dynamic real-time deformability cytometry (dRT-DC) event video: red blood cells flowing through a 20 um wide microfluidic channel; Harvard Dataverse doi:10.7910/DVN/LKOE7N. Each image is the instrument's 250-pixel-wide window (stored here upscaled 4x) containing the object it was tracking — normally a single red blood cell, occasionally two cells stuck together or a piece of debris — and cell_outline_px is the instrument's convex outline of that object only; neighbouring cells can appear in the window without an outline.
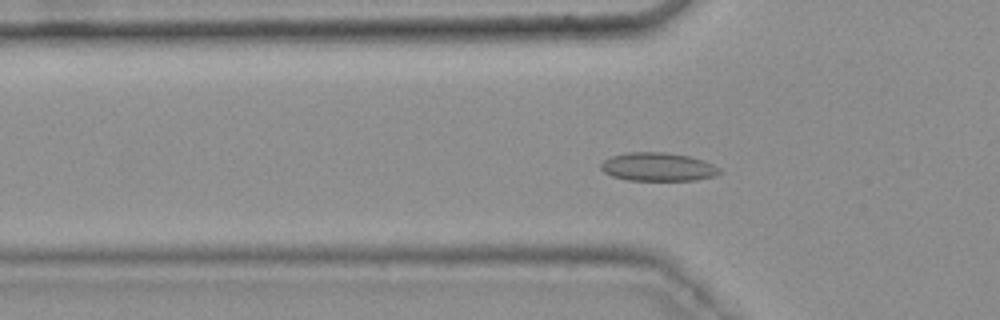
{"species": "common noctule bat (a hibernating species)", "species_latin": "Nyctalus noctula", "temperature_condition": "warm", "stored_images_in_passage": 40, "camera_frame_rate_fps": 3000, "um_per_image_px": 0.085, "animal": {"sex": "female", "body_mass_g": 25.1}, "frame": {"image": 1, "passage_image": 18, "time_ms": 5.667, "image_size_px": [1000, 320], "cell_outline_px": [[724, 172], [716, 176], [696, 180], [624, 180], [612, 176], [604, 172], [600, 168], [600, 164], [604, 160], [612, 156], [624, 152], [664, 152], [688, 156], [712, 164], [720, 168]], "centroid_in_image_um": [55.92, 14.19], "position_along_channel_um": 69.9, "area_um2": 19.77}}
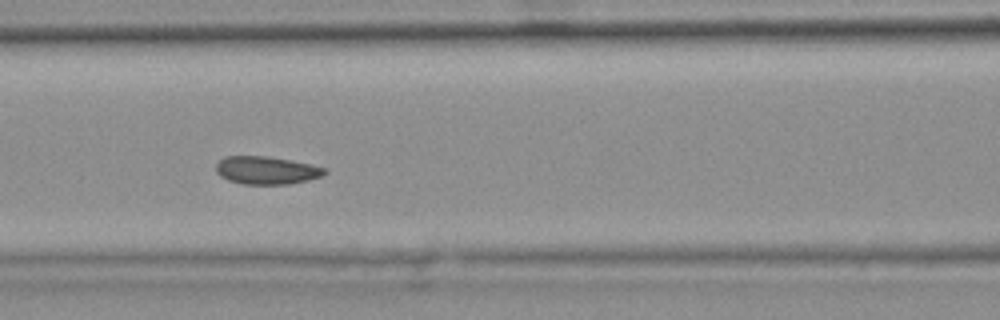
{"frame": {"image": 2, "passage_image": 24, "time_ms": 7.667, "image_size_px": [1000, 320], "cell_outline_px": [[328, 172], [324, 176], [292, 184], [244, 184], [228, 180], [220, 176], [216, 172], [216, 164], [224, 156], [268, 156], [328, 168]], "centroid_in_image_um": [22.67, 14.48], "position_along_channel_um": 143.9, "area_um2": 17.74}}
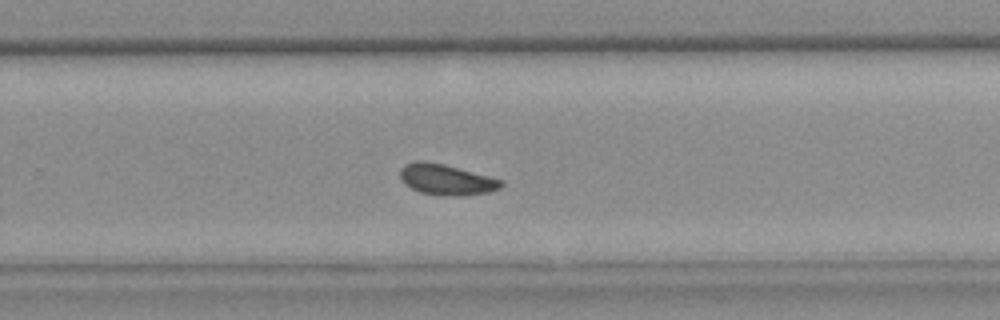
{"frame": {"image": 3, "passage_image": 36, "time_ms": 11.667, "image_size_px": [1000, 320], "cell_outline_px": [[504, 184], [500, 188], [488, 192], [464, 196], [440, 196], [420, 192], [404, 184], [400, 176], [400, 168], [404, 164], [416, 160], [424, 160], [444, 164], [504, 180]], "centroid_in_image_um": [37.93, 15.26], "position_along_channel_um": 291.9, "area_um2": 18.38}}